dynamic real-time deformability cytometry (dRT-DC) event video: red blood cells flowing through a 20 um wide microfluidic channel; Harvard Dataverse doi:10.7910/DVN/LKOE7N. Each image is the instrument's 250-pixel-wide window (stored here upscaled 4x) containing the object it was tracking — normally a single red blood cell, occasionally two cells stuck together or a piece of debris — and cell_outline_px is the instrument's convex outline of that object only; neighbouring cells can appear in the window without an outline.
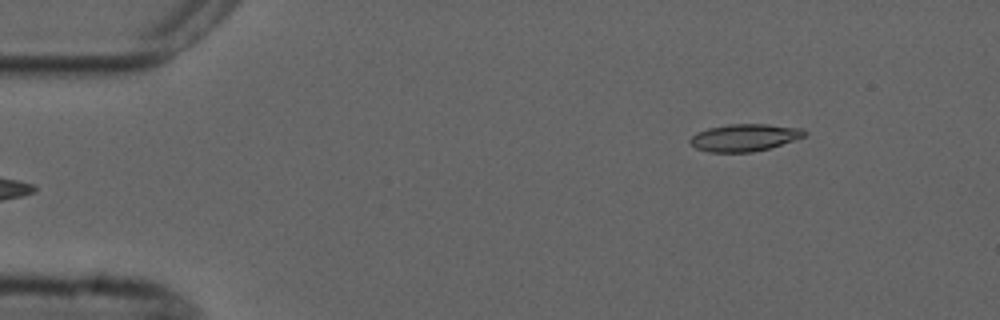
{"species": "common noctule bat (a hibernating species)", "species_latin": "Nyctalus noctula", "temperature_condition": "cold", "stored_images_in_passage": 4, "camera_frame_rate_fps": 3000, "um_per_image_px": 0.085, "animal": {"sex": "male", "forearm_length_mm": 52.5}, "frame": {"image": 1, "passage_image": 4, "time_ms": 3.667, "image_size_px": [1000, 320], "cell_outline_px": [[808, 136], [768, 148], [752, 152], [708, 152], [696, 148], [688, 140], [696, 132], [708, 128], [728, 124], [768, 124], [804, 128], [808, 132]], "centroid_in_image_um": [63.32, 11.68], "position_along_channel_um": 21.7, "area_um2": 18.32}}